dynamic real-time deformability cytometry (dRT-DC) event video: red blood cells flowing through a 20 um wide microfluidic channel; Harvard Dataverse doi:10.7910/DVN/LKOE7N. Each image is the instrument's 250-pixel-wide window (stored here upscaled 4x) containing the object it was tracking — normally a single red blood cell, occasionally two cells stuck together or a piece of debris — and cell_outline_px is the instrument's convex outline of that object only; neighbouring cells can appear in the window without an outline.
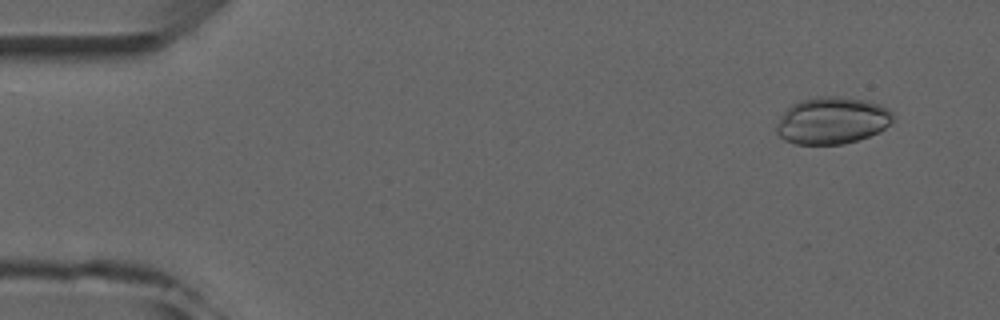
{"species": "common noctule bat (a hibernating species)", "species_latin": "Nyctalus noctula", "temperature_condition": "room temperature", "stored_images_in_passage": 5, "camera_frame_rate_fps": 3000, "um_per_image_px": 0.085, "animal": {"sex": "male", "forearm_length_mm": 52.5}, "frame": {"image": 1, "passage_image": 1, "time_ms": 0.0, "image_size_px": [1000, 320], "cell_outline_px": [[896, 116], [880, 132], [844, 144], [796, 144], [784, 140], [776, 132], [776, 124], [784, 112], [792, 104], [800, 100], [816, 96], [840, 96], [868, 100], [880, 104], [888, 108]], "centroid_in_image_um": [70.74, 10.23], "position_along_channel_um": 14.3, "area_um2": 32.14}}
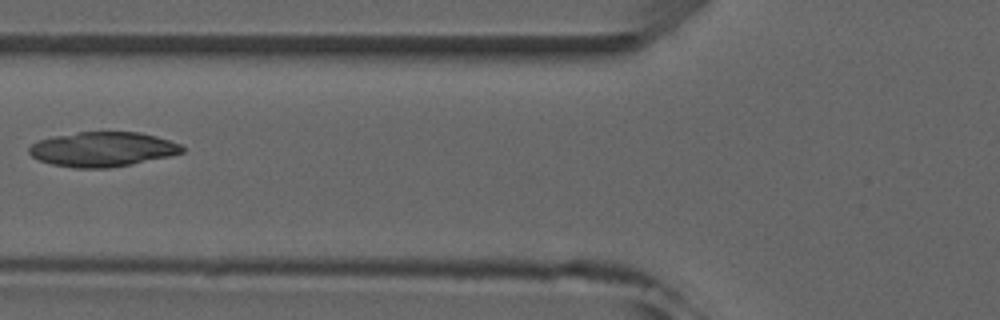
{"frame": {"image": 2, "passage_image": 5, "time_ms": 5.333, "image_size_px": [1000, 320], "cell_outline_px": [[184, 152], [172, 156], [132, 164], [108, 168], [76, 168], [52, 164], [40, 160], [32, 156], [28, 152], [28, 148], [32, 144], [40, 140], [52, 136], [76, 132], [140, 132], [156, 136], [180, 144], [184, 148]], "centroid_in_image_um": [8.74, 12.69], "position_along_channel_um": 117.1, "area_um2": 30.98}}